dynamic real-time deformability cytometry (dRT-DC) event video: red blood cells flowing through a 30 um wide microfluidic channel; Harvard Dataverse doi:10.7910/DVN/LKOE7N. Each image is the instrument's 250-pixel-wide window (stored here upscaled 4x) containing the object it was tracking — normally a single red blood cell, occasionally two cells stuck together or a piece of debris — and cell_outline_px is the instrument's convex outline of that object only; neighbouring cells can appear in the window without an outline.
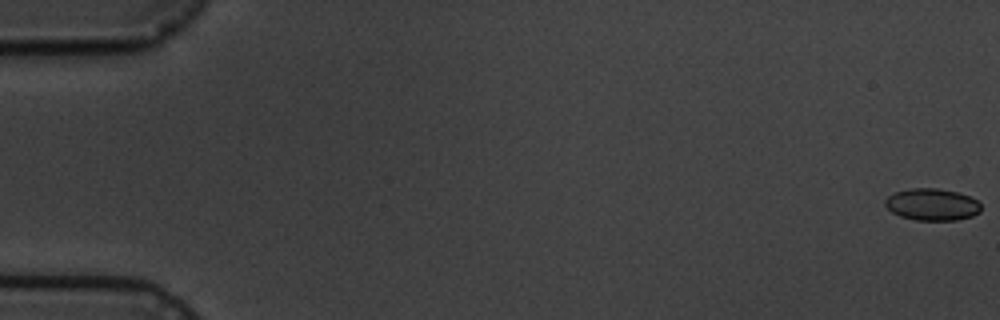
{"species": "common noctule bat (a hibernating species)", "species_latin": "Nyctalus noctula", "temperature_condition": "cold", "stored_images_in_passage": 6, "camera_frame_rate_fps": 3000, "um_per_image_px": 0.085, "animal": {"sex": "male", "body_mass_g": 19.5, "forearm_length_mm": 54.6}, "frame": {"image": 1, "passage_image": 1, "time_ms": 0.0, "image_size_px": [1000, 320], "cell_outline_px": [[980, 212], [972, 216], [956, 220], [916, 220], [900, 216], [892, 212], [884, 204], [884, 200], [888, 196], [896, 192], [912, 188], [936, 188], [956, 192], [968, 196], [976, 200], [980, 204]], "centroid_in_image_um": [79.21, 17.39], "position_along_channel_um": 5.8, "area_um2": 17.69}}
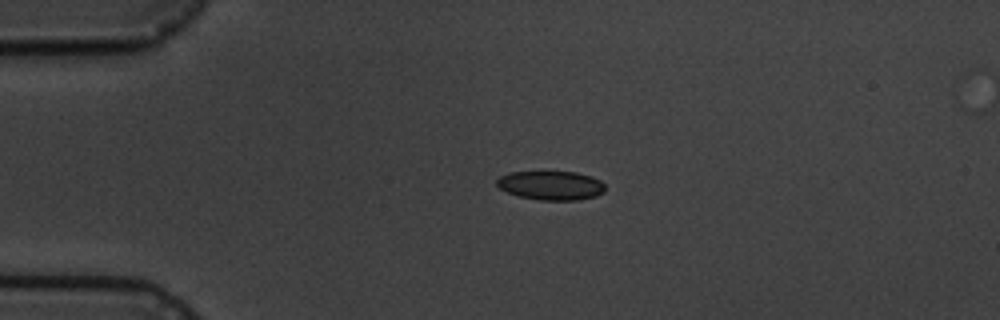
{"frame": {"image": 2, "passage_image": 4, "time_ms": 4.333, "image_size_px": [1000, 320], "cell_outline_px": [[604, 192], [596, 196], [576, 200], [540, 200], [520, 196], [508, 192], [500, 188], [496, 184], [496, 180], [500, 176], [508, 172], [576, 172], [592, 176], [600, 180], [604, 184]], "centroid_in_image_um": [46.84, 15.75], "position_along_channel_um": 38.2, "area_um2": 18.26}}